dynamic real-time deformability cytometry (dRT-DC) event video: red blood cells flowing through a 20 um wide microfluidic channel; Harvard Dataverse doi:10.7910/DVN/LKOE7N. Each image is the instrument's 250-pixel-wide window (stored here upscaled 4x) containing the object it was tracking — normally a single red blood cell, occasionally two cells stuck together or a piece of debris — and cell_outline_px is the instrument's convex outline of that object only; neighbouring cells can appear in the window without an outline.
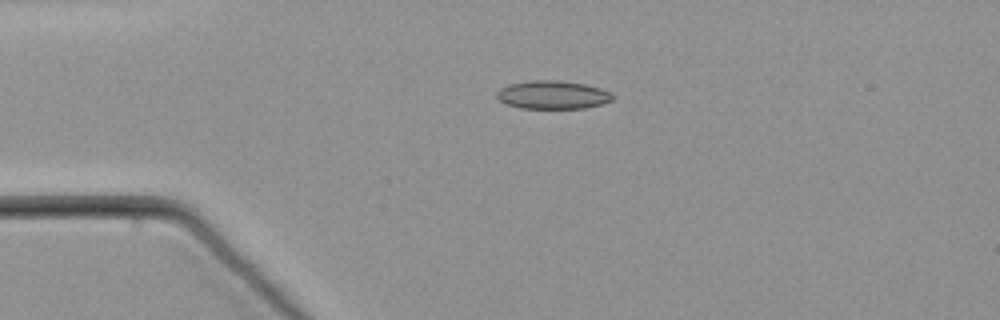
{"species": "common noctule bat (a hibernating species)", "species_latin": "Nyctalus noctula", "temperature_condition": "warm", "stored_images_in_passage": 49, "camera_frame_rate_fps": 3000, "um_per_image_px": 0.085, "animal": {"sex": "male", "body_mass_g": 21.5, "forearm_length_mm": 52.0}, "frame": {"image": 1, "passage_image": 3, "time_ms": 0.667, "image_size_px": [1000, 320], "cell_outline_px": [[616, 96], [612, 100], [600, 104], [584, 108], [520, 108], [504, 104], [496, 96], [496, 92], [500, 88], [508, 84], [532, 80], [560, 80], [584, 84], [600, 88], [612, 92]], "centroid_in_image_um": [46.97, 8.05], "position_along_channel_um": 38.0, "area_um2": 19.25}}
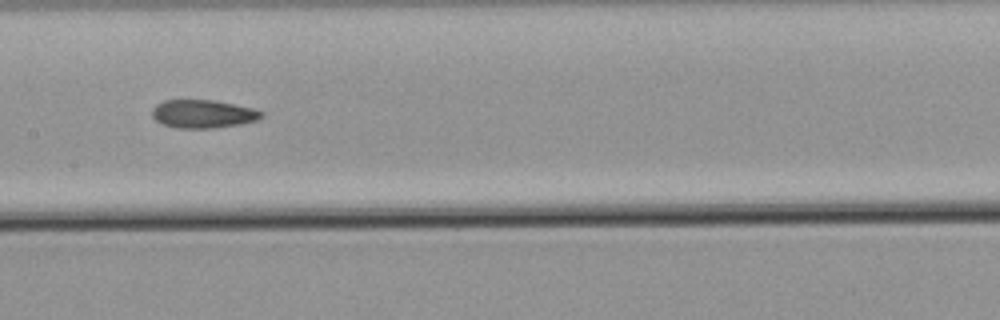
{"frame": {"image": 2, "passage_image": 19, "time_ms": 6.0, "image_size_px": [1000, 320], "cell_outline_px": [[264, 116], [256, 120], [240, 124], [212, 128], [176, 128], [160, 124], [152, 116], [152, 108], [156, 104], [164, 100], [216, 100], [252, 108], [264, 112]], "centroid_in_image_um": [17.23, 9.68], "position_along_channel_um": 190.2, "area_um2": 18.09}}
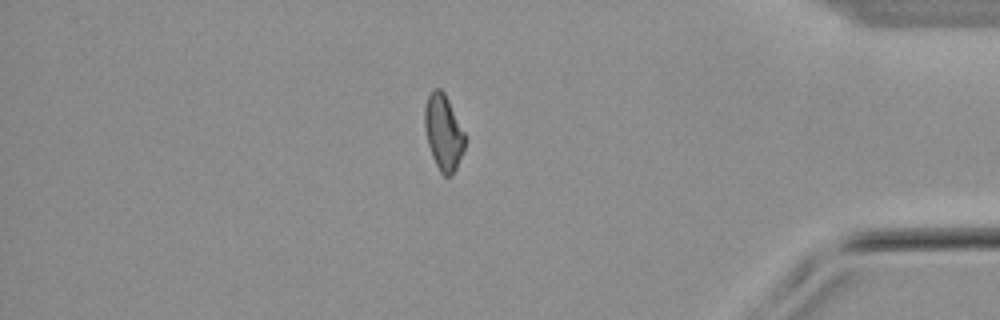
{"frame": {"image": 3, "passage_image": 40, "time_ms": 13.0, "image_size_px": [1000, 320], "cell_outline_px": [[464, 148], [456, 168], [452, 176], [444, 176], [440, 172], [432, 156], [428, 144], [424, 128], [424, 108], [428, 96], [432, 88], [440, 88], [444, 92], [464, 132]], "centroid_in_image_um": [37.66, 11.24], "position_along_channel_um": 397.5, "area_um2": 17.57}}